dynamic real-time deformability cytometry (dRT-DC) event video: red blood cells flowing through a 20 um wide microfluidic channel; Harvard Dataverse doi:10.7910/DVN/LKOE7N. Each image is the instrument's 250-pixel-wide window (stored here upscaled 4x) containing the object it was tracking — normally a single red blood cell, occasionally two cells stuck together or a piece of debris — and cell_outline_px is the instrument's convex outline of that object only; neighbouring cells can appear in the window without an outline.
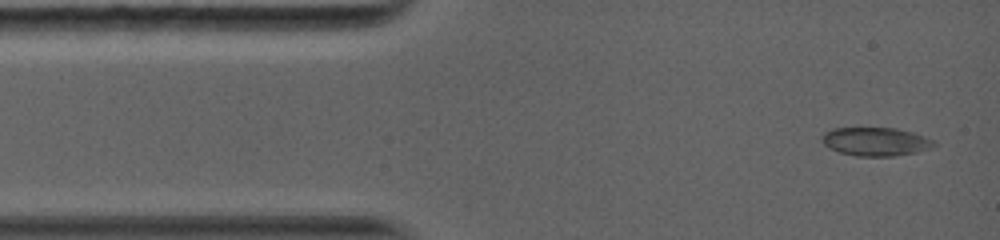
{"species": "common noctule bat (a hibernating species)", "species_latin": "Nyctalus noctula", "temperature_condition": "warm", "stored_images_in_passage": 32, "camera_frame_rate_fps": 5000, "um_per_image_px": 0.085, "animal": {"sex": "female", "body_mass_g": 19.0, "forearm_length_mm": 56.7}, "frame": {"image": 1, "passage_image": 1, "time_ms": 0.0, "image_size_px": [1000, 240], "cell_outline_px": [[936, 144], [932, 148], [916, 152], [892, 156], [856, 156], [840, 152], [828, 148], [820, 140], [820, 136], [824, 132], [832, 128], [896, 128], [912, 132], [936, 140]], "centroid_in_image_um": [74.41, 12.03], "position_along_channel_um": 10.6, "area_um2": 18.79}}
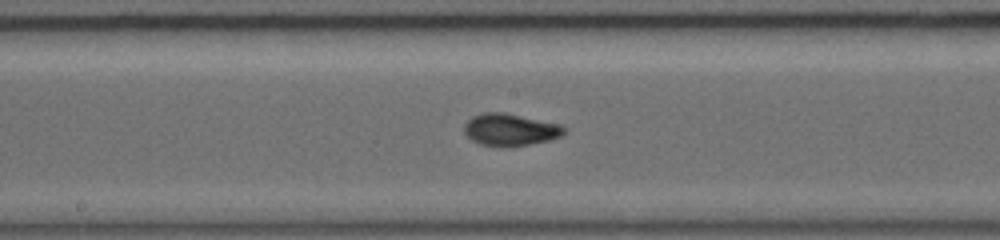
{"frame": {"image": 2, "passage_image": 14, "time_ms": 6.2, "image_size_px": [1000, 240], "cell_outline_px": [[568, 128], [560, 136], [548, 140], [508, 148], [500, 148], [480, 144], [472, 140], [464, 132], [464, 124], [472, 116], [484, 112], [504, 112], [560, 124]], "centroid_in_image_um": [43.34, 11.03], "position_along_channel_um": 204.9, "area_um2": 18.9}}
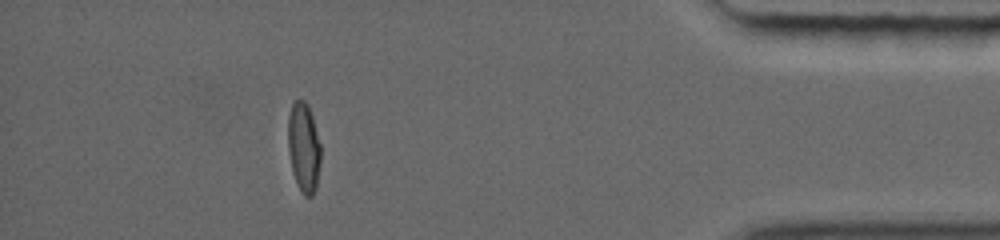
{"frame": {"image": 3, "passage_image": 27, "time_ms": 12.4, "image_size_px": [1000, 240], "cell_outline_px": [[320, 164], [316, 188], [312, 196], [304, 196], [300, 192], [296, 184], [292, 172], [288, 152], [288, 116], [292, 100], [304, 100], [308, 104], [312, 116], [320, 144]], "centroid_in_image_um": [25.8, 12.53], "position_along_channel_um": 409.4, "area_um2": 17.4}, "authors_computed_cell_mechanics": {"area_um2": 17.9758, "velocity_mm_per_s": 4.109, "shape_relaxation_time_tau1_ms": 6.4936, "shape_relaxation_time_tau2_ms": 0.8897, "deformation_change_tau1": 0.1966, "deformation_change_tau2": 0.0226}}